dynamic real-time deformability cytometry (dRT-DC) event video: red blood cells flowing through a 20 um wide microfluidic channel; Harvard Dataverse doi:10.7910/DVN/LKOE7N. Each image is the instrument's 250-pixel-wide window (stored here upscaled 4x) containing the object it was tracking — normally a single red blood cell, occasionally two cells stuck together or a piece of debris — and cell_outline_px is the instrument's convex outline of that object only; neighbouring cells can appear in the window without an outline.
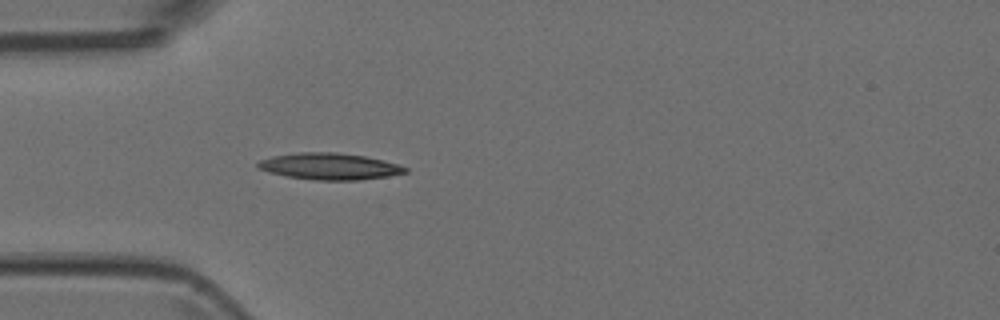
{"species": "Egyptian fruit bat (a non-hibernating species)", "species_latin": "Rousettus aegyptiacus", "temperature_condition": "room temperature", "stored_images_in_passage": 40, "camera_frame_rate_fps": 3000, "um_per_image_px": 0.085, "animal": {"sex": "female"}, "frame": {"image": 1, "passage_image": 4, "time_ms": 1.0, "image_size_px": [1000, 320], "cell_outline_px": [[408, 172], [388, 176], [360, 180], [316, 180], [288, 176], [268, 172], [256, 168], [256, 164], [260, 160], [272, 156], [296, 152], [336, 152], [364, 156], [400, 164], [408, 168]], "centroid_in_image_um": [28.0, 14.13], "position_along_channel_um": 57.0, "area_um2": 22.89}}
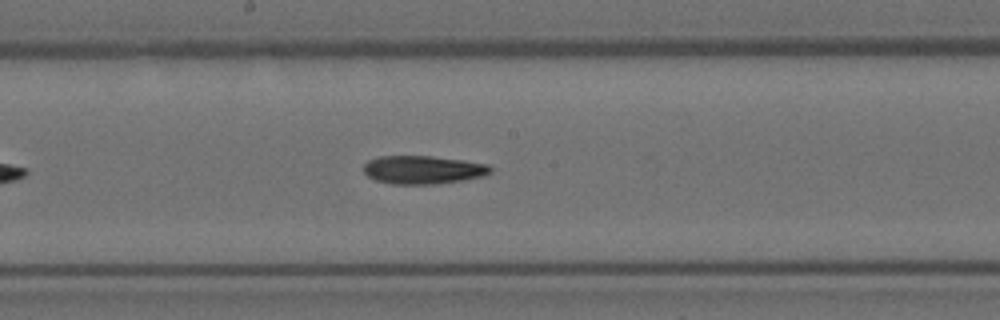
{"frame": {"image": 2, "passage_image": 16, "time_ms": 5.0, "image_size_px": [1000, 320], "cell_outline_px": [[492, 172], [484, 176], [436, 184], [392, 184], [376, 180], [368, 176], [364, 172], [364, 164], [368, 160], [380, 156], [432, 156], [464, 160], [488, 164], [492, 168]], "centroid_in_image_um": [35.96, 14.42], "position_along_channel_um": 212.2, "area_um2": 20.92}}
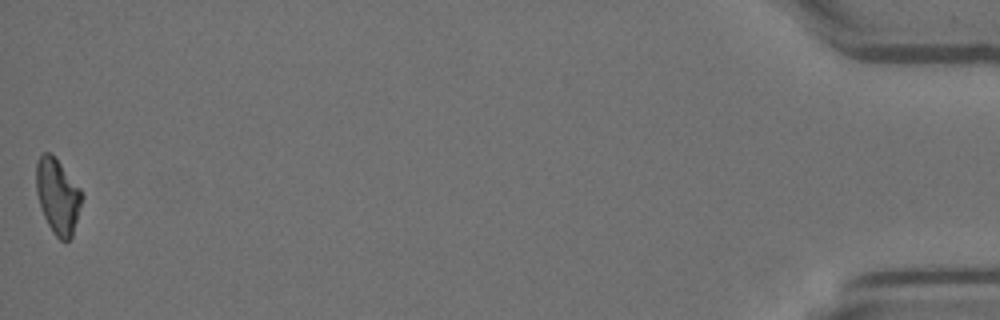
{"frame": {"image": 3, "passage_image": 40, "time_ms": 13.0, "image_size_px": [1000, 320], "cell_outline_px": [[84, 196], [72, 236], [68, 240], [60, 240], [52, 232], [44, 216], [36, 192], [36, 164], [40, 156], [44, 152], [52, 152], [80, 188]], "centroid_in_image_um": [4.91, 16.65], "position_along_channel_um": 430.3, "area_um2": 20.06}}